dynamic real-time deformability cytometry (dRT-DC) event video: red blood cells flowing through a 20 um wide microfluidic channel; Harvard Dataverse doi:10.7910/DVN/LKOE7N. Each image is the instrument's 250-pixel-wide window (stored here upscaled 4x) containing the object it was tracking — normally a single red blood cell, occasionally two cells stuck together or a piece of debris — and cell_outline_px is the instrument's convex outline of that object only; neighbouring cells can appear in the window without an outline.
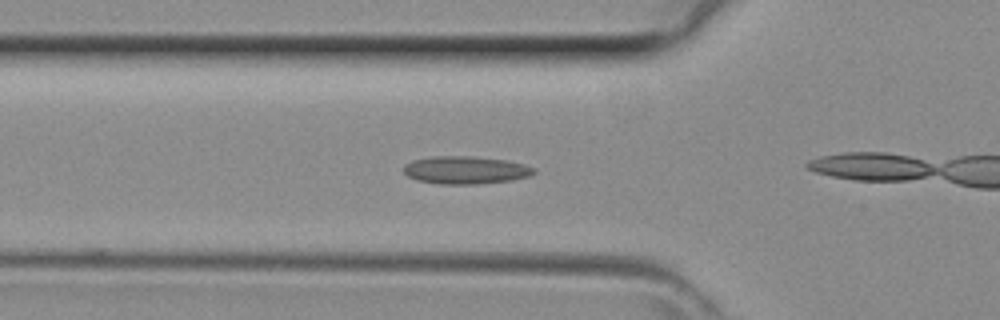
{"species": "common noctule bat (a hibernating species)", "species_latin": "Nyctalus noctula", "temperature_condition": "room temperature", "stored_images_in_passage": 29, "camera_frame_rate_fps": 3000, "um_per_image_px": 0.085, "animal": {"sex": "female", "body_mass_g": 29.2, "forearm_length_mm": 56.3}, "frame": {"image": 1, "passage_image": 9, "time_ms": 2.667, "image_size_px": [1000, 320], "cell_outline_px": [[536, 172], [528, 176], [512, 180], [476, 184], [440, 184], [416, 180], [408, 176], [404, 172], [404, 164], [412, 160], [432, 156], [476, 156], [508, 160], [524, 164], [536, 168]], "centroid_in_image_um": [39.58, 14.44], "position_along_channel_um": 86.2, "area_um2": 21.27}}
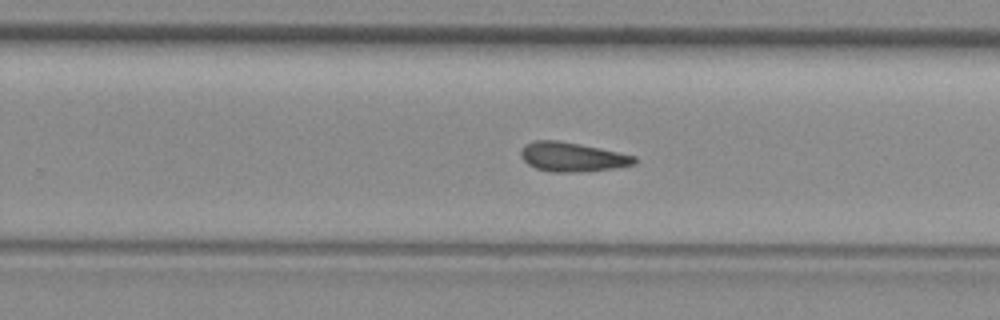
{"frame": {"image": 2, "passage_image": 21, "time_ms": 6.667, "image_size_px": [1000, 320], "cell_outline_px": [[636, 164], [612, 168], [576, 172], [552, 172], [536, 168], [528, 164], [520, 156], [520, 152], [528, 144], [536, 140], [556, 140], [580, 144], [600, 148], [636, 156]], "centroid_in_image_um": [48.65, 13.34], "position_along_channel_um": 281.2, "area_um2": 19.07}}